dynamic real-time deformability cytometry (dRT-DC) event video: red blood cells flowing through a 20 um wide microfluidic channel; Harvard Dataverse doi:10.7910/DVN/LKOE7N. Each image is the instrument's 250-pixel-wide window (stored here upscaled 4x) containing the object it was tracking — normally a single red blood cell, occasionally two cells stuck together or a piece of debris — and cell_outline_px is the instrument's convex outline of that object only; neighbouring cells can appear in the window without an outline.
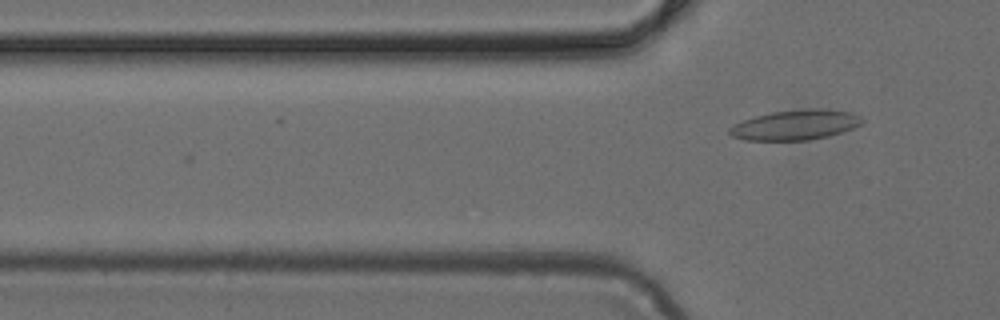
{"species": "common noctule bat (a hibernating species)", "species_latin": "Nyctalus noctula", "temperature_condition": "cold", "stored_images_in_passage": 9, "camera_frame_rate_fps": 3000, "um_per_image_px": 0.085, "animal": {"sex": "female", "body_mass_g": 24.6, "forearm_length_mm": 56.2}, "frame": {"image": 1, "passage_image": 9, "time_ms": 2.667, "image_size_px": [1000, 320], "cell_outline_px": [[864, 120], [860, 124], [852, 128], [828, 136], [808, 140], [744, 140], [732, 136], [728, 132], [728, 128], [744, 120], [756, 116], [772, 112], [808, 108], [816, 108], [852, 112], [860, 116]], "centroid_in_image_um": [67.61, 10.61], "position_along_channel_um": 58.2, "area_um2": 23.0}}